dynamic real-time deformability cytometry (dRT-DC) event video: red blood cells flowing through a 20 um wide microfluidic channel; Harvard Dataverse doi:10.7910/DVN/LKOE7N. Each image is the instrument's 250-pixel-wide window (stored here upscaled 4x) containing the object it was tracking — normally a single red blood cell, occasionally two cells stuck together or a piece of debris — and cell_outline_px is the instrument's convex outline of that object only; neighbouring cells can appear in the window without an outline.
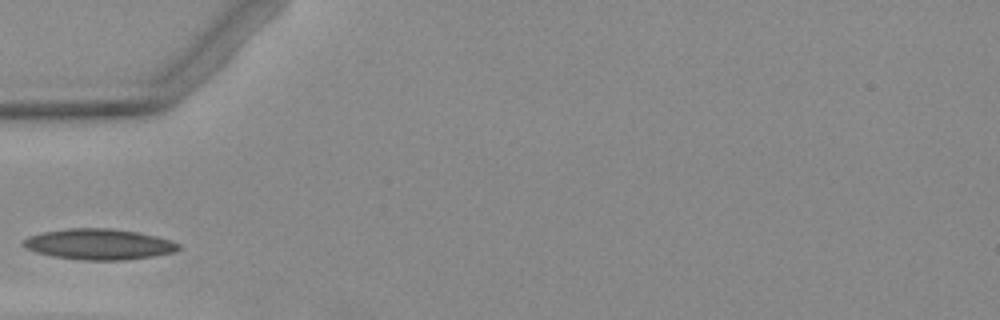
{"species": "Egyptian fruit bat (a non-hibernating species)", "species_latin": "Rousettus aegyptiacus", "temperature_condition": "warm", "stored_images_in_passage": 2, "camera_frame_rate_fps": 3000, "um_per_image_px": 0.085, "animal": {"sex": "female"}, "frame": {"image": 1, "passage_image": 2, "time_ms": 1.333, "image_size_px": [1000, 320], "cell_outline_px": [[180, 248], [176, 252], [156, 256], [124, 260], [80, 260], [52, 256], [36, 252], [24, 248], [20, 244], [28, 236], [44, 232], [68, 228], [112, 228], [136, 232], [156, 236], [172, 240], [180, 244]], "centroid_in_image_um": [8.42, 20.76], "position_along_channel_um": 76.6, "area_um2": 28.09}}